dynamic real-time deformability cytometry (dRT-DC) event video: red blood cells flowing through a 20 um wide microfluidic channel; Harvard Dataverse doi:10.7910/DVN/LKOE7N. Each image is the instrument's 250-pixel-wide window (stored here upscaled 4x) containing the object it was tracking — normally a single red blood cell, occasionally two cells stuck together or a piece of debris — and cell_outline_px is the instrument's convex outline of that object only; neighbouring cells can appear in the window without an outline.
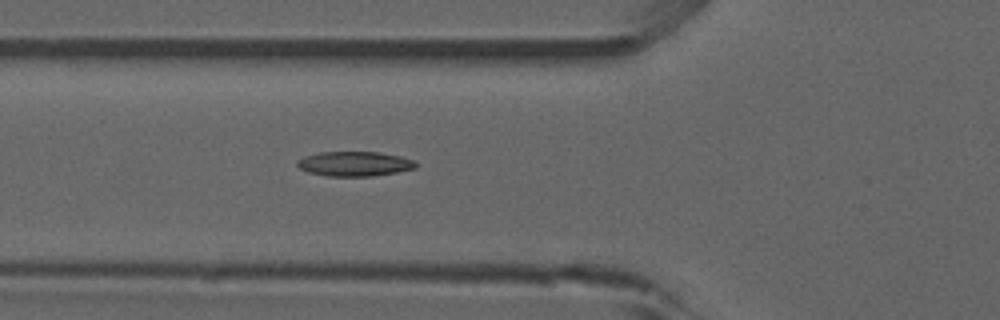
{"species": "common noctule bat (a hibernating species)", "species_latin": "Nyctalus noctula", "temperature_condition": "room temperature", "stored_images_in_passage": 4, "camera_frame_rate_fps": 3000, "um_per_image_px": 0.085, "animal": {"sex": "male", "forearm_length_mm": 52.5}, "frame": {"image": 1, "passage_image": 4, "time_ms": 4.333, "image_size_px": [1000, 320], "cell_outline_px": [[416, 168], [396, 172], [372, 176], [328, 176], [308, 172], [300, 168], [296, 164], [296, 160], [304, 156], [320, 152], [380, 152], [400, 156], [412, 160], [416, 164]], "centroid_in_image_um": [30.1, 13.92], "position_along_channel_um": 95.7, "area_um2": 16.99}}